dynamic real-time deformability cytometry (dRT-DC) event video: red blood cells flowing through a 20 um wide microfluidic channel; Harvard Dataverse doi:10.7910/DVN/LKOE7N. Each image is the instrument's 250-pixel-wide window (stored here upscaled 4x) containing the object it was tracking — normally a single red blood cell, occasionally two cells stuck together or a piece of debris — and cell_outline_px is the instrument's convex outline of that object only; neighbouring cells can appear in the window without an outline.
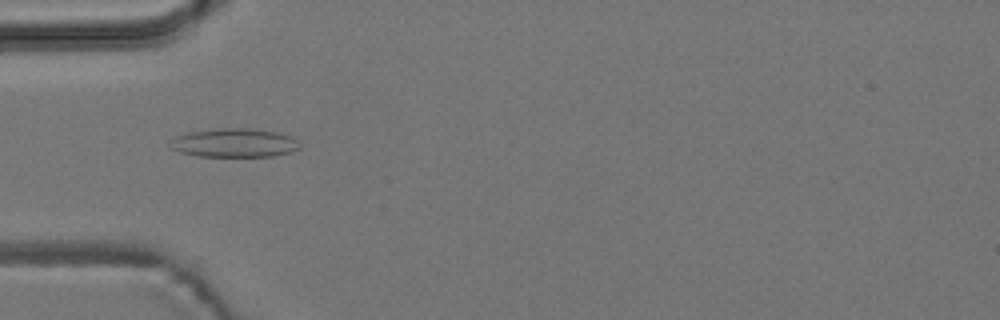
{"species": "common noctule bat (a hibernating species)", "species_latin": "Nyctalus noctula", "temperature_condition": "room temperature", "stored_images_in_passage": 8, "camera_frame_rate_fps": 3000, "um_per_image_px": 0.085, "animal": {"sex": "male", "body_mass_g": 19.2, "forearm_length_mm": 51.8}, "frame": {"image": 1, "passage_image": 5, "time_ms": 4.667, "image_size_px": [1000, 320], "cell_outline_px": [[300, 148], [292, 152], [272, 156], [196, 156], [180, 152], [172, 148], [168, 144], [168, 140], [176, 136], [192, 132], [220, 128], [248, 128], [276, 132], [292, 136], [300, 144]], "centroid_in_image_um": [19.91, 12.15], "position_along_channel_um": 65.1, "area_um2": 21.73}}
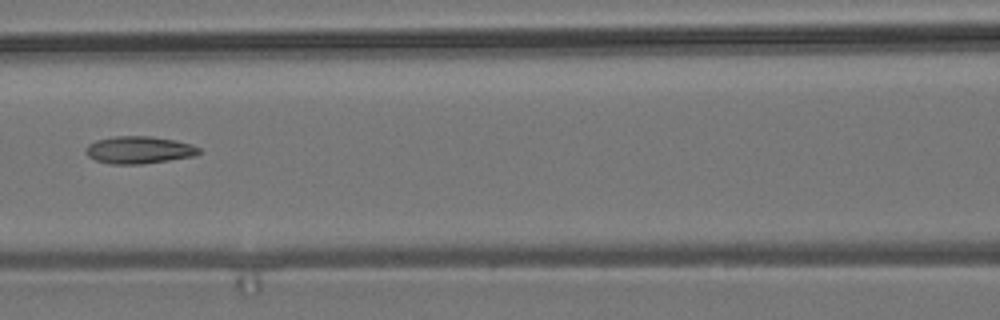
{"frame": {"image": 2, "passage_image": 7, "time_ms": 7.0, "image_size_px": [1000, 320], "cell_outline_px": [[200, 152], [196, 156], [140, 164], [108, 164], [96, 160], [88, 156], [84, 152], [84, 148], [88, 144], [96, 140], [116, 136], [152, 136], [176, 140], [192, 144], [200, 148]], "centroid_in_image_um": [11.8, 12.74], "position_along_channel_um": 154.8, "area_um2": 18.21}}
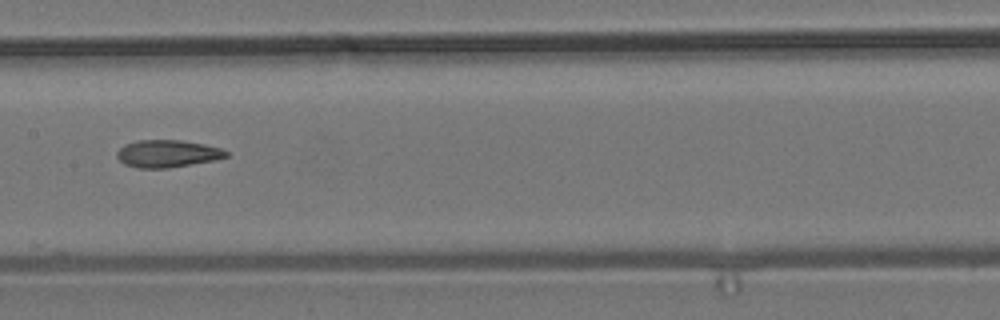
{"frame": {"image": 3, "passage_image": 8, "time_ms": 8.0, "image_size_px": [1000, 320], "cell_outline_px": [[228, 156], [216, 160], [168, 168], [136, 168], [124, 164], [116, 156], [116, 152], [124, 144], [136, 140], [180, 140], [204, 144], [220, 148], [228, 152]], "centroid_in_image_um": [14.21, 13.06], "position_along_channel_um": 193.2, "area_um2": 17.51}}